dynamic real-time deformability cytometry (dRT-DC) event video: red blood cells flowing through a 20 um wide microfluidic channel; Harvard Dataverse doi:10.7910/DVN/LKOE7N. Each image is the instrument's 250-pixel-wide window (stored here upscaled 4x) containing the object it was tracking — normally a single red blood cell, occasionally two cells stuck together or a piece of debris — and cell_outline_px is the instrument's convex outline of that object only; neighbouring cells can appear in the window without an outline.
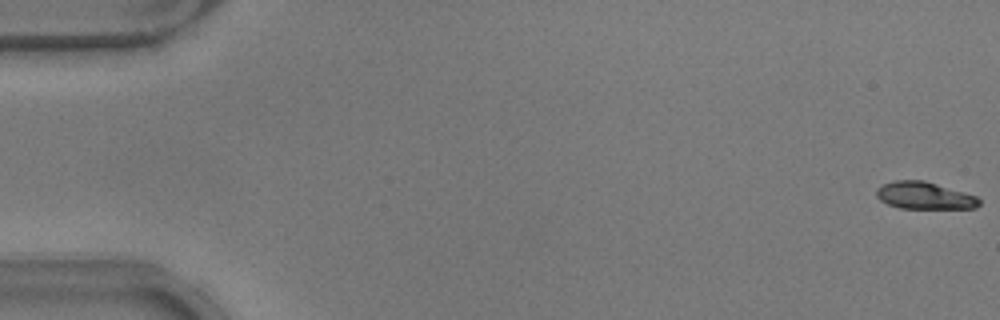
{"species": "common noctule bat (a hibernating species)", "species_latin": "Nyctalus noctula", "temperature_condition": "warm", "stored_images_in_passage": 53, "camera_frame_rate_fps": 3000, "um_per_image_px": 0.085, "animal": {"sex": "male", "body_mass_g": 17.9}, "frame": {"image": 1, "passage_image": 1, "time_ms": 0.0, "image_size_px": [1000, 320], "cell_outline_px": [[980, 204], [976, 208], [900, 208], [888, 204], [880, 200], [876, 196], [876, 188], [892, 180], [924, 180], [976, 196], [980, 200]], "centroid_in_image_um": [78.55, 16.62], "position_along_channel_um": 6.5, "area_um2": 16.18}}
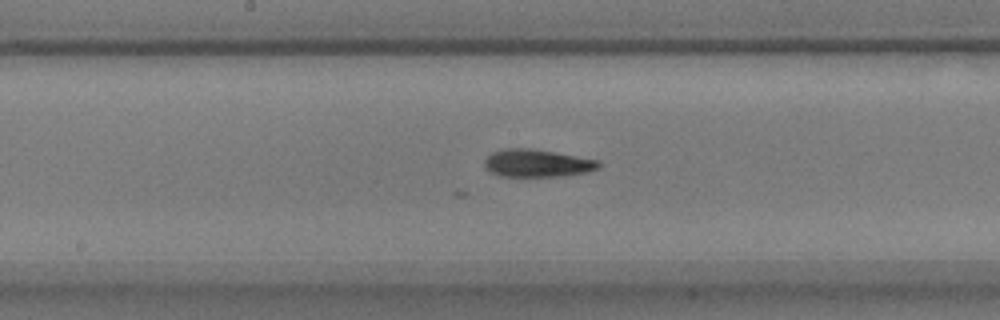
{"frame": {"image": 2, "passage_image": 28, "time_ms": 9.0, "image_size_px": [1000, 320], "cell_outline_px": [[600, 168], [584, 172], [560, 176], [500, 176], [488, 172], [484, 168], [484, 160], [492, 152], [504, 148], [532, 148], [600, 160]], "centroid_in_image_um": [45.61, 13.86], "position_along_channel_um": 202.6, "area_um2": 18.5}}
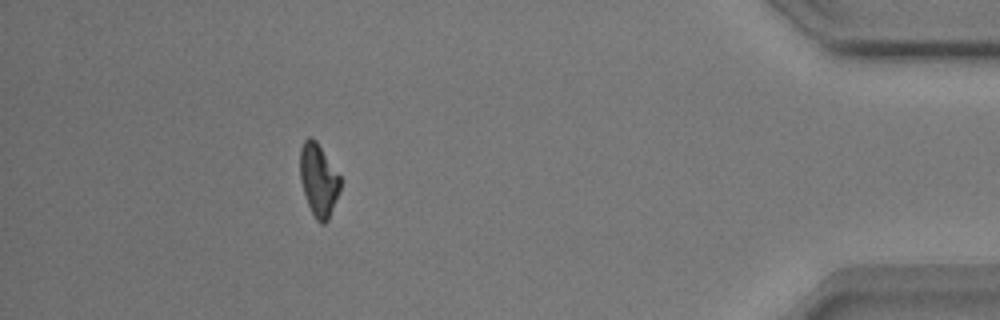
{"frame": {"image": 3, "passage_image": 48, "time_ms": 15.667, "image_size_px": [1000, 320], "cell_outline_px": [[340, 188], [328, 220], [324, 224], [320, 224], [316, 220], [308, 204], [300, 180], [300, 148], [304, 140], [308, 136], [312, 136], [316, 140], [340, 176]], "centroid_in_image_um": [27.06, 15.27], "position_along_channel_um": 408.1, "area_um2": 16.88}, "authors_computed_cell_mechanics": {"area_um2": 17.5134, "velocity_mm_per_s": 3.8465, "shape_relaxation_time_tau1_ms": 1.5387, "shape_relaxation_time_tau2_ms": 4.8132, "deformation_change_tau1": 0.151, "deformation_change_tau2": 0.1158}}